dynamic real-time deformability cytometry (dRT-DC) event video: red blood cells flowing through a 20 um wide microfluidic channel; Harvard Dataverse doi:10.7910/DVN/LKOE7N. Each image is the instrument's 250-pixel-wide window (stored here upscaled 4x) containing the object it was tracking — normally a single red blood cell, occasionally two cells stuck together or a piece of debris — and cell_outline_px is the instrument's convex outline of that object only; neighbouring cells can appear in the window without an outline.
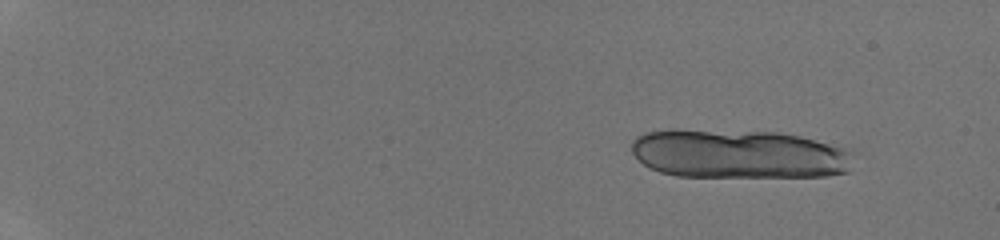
{"species": "human", "species_latin": "Homo sapiens", "temperature_condition": "room temperature", "stored_images_in_passage": 19, "camera_frame_rate_fps": 3000, "um_per_image_px": 0.085, "donor": {"sex": "male"}, "frame": {"image": 1, "passage_image": 6, "time_ms": 1.667, "image_size_px": [1000, 240], "cell_outline_px": [[852, 152], [848, 172], [824, 176], [676, 176], [660, 172], [644, 164], [632, 152], [632, 140], [636, 136], [644, 132], [672, 128], [780, 132], [800, 136], [844, 148]], "centroid_in_image_um": [62.72, 13.06], "position_along_channel_um": 22.3, "area_um2": 63.64}}